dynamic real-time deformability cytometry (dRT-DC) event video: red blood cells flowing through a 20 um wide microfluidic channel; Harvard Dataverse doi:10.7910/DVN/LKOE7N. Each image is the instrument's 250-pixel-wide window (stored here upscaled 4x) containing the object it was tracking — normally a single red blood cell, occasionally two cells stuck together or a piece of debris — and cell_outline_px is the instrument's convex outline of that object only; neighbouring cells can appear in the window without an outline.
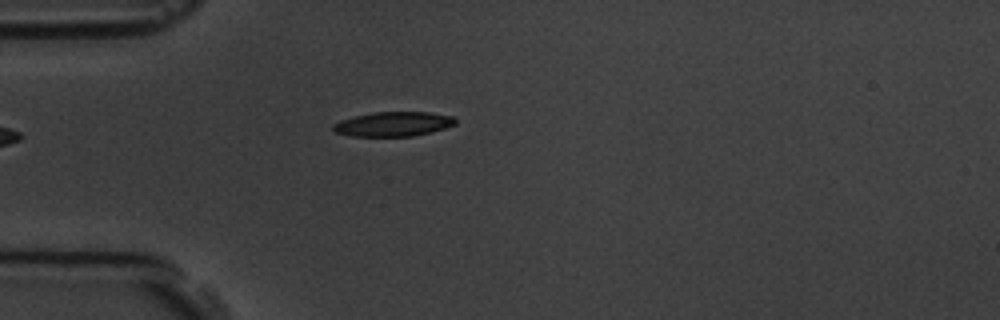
{"species": "common noctule bat (a hibernating species)", "species_latin": "Nyctalus noctula", "temperature_condition": "room temperature", "stored_images_in_passage": 4, "camera_frame_rate_fps": 3000, "um_per_image_px": 0.085, "animal": {"sex": "male", "body_mass_g": 19.5, "forearm_length_mm": 54.6}, "frame": {"image": 1, "passage_image": 4, "time_ms": 3.333, "image_size_px": [1000, 320], "cell_outline_px": [[456, 124], [444, 128], [412, 136], [352, 136], [336, 132], [332, 128], [332, 124], [340, 120], [372, 112], [428, 112], [452, 116], [456, 120]], "centroid_in_image_um": [33.41, 10.54], "position_along_channel_um": 51.6, "area_um2": 17.28}}